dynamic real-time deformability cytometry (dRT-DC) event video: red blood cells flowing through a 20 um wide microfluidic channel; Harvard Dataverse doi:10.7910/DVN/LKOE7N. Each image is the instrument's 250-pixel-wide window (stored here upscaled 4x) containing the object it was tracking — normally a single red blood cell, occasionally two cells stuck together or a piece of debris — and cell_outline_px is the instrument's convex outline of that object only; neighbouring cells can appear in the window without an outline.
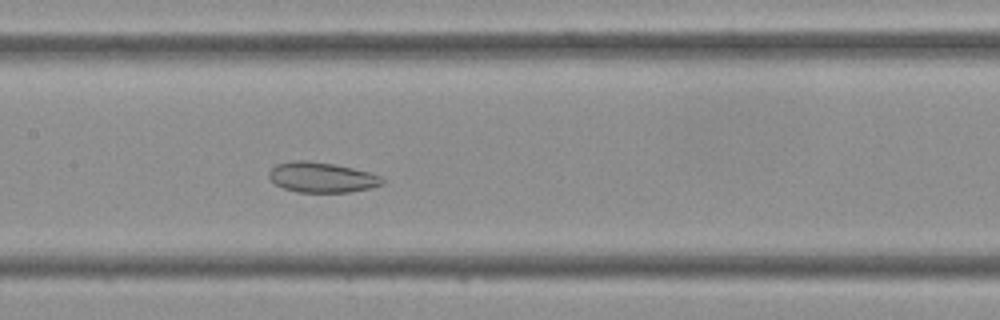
{"species": "Egyptian fruit bat (a non-hibernating species)", "species_latin": "Rousettus aegyptiacus", "temperature_condition": "cold", "stored_images_in_passage": 30, "camera_frame_rate_fps": 3000, "um_per_image_px": 0.085, "frame": {"image": 1, "passage_image": 12, "time_ms": 3.667, "image_size_px": [1000, 320], "cell_outline_px": [[384, 184], [372, 188], [348, 192], [296, 192], [284, 188], [276, 184], [268, 176], [268, 172], [276, 164], [292, 160], [308, 160], [336, 164], [368, 172], [380, 176], [384, 180]], "centroid_in_image_um": [27.35, 15.07], "position_along_channel_um": 180.1, "area_um2": 20.06}}
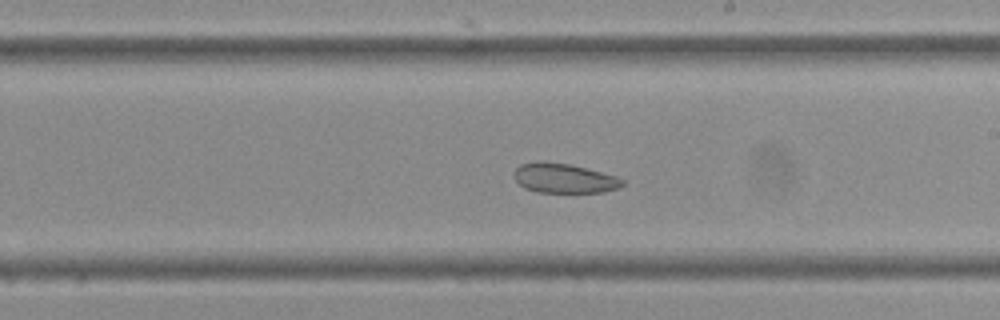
{"frame": {"image": 2, "passage_image": 16, "time_ms": 5.0, "image_size_px": [1000, 320], "cell_outline_px": [[624, 184], [620, 188], [604, 192], [536, 192], [524, 188], [516, 180], [516, 168], [520, 164], [536, 160], [544, 160], [568, 164], [616, 176], [624, 180]], "centroid_in_image_um": [47.94, 15.14], "position_along_channel_um": 241.1, "area_um2": 18.67}}
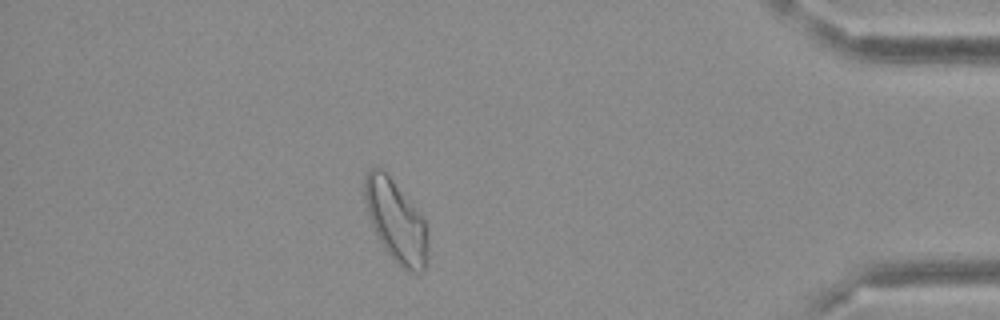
{"frame": {"image": 3, "passage_image": 30, "time_ms": 9.667, "image_size_px": [1000, 320], "cell_outline_px": [[428, 264], [424, 272], [408, 272], [400, 268], [384, 248], [368, 216], [364, 200], [364, 176], [372, 168], [380, 168], [392, 180], [424, 220], [428, 228]], "centroid_in_image_um": [33.68, 18.88], "position_along_channel_um": 401.5, "area_um2": 30.0}}